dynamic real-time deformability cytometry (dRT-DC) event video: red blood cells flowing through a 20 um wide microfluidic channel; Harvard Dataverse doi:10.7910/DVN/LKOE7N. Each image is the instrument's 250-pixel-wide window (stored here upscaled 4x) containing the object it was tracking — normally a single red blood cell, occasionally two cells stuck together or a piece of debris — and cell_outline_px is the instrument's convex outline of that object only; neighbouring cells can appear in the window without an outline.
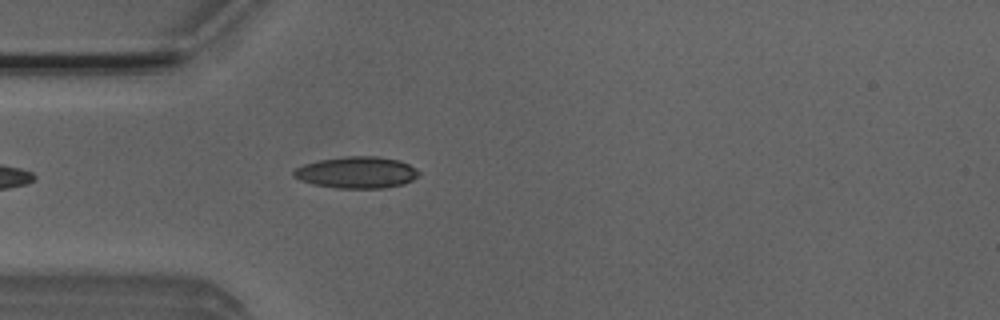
{"species": "Egyptian fruit bat (a non-hibernating species)", "species_latin": "Rousettus aegyptiacus", "temperature_condition": "room temperature", "stored_images_in_passage": 3, "camera_frame_rate_fps": 3000, "um_per_image_px": 0.085, "animal": {"sex": "male"}, "frame": {"image": 1, "passage_image": 3, "time_ms": 0.667, "image_size_px": [1000, 320], "cell_outline_px": [[420, 176], [404, 184], [384, 188], [336, 188], [312, 184], [300, 180], [292, 176], [292, 172], [296, 168], [304, 164], [316, 160], [344, 156], [376, 156], [400, 160], [416, 168], [420, 172]], "centroid_in_image_um": [30.32, 14.65], "position_along_channel_um": 54.7, "area_um2": 23.35}}